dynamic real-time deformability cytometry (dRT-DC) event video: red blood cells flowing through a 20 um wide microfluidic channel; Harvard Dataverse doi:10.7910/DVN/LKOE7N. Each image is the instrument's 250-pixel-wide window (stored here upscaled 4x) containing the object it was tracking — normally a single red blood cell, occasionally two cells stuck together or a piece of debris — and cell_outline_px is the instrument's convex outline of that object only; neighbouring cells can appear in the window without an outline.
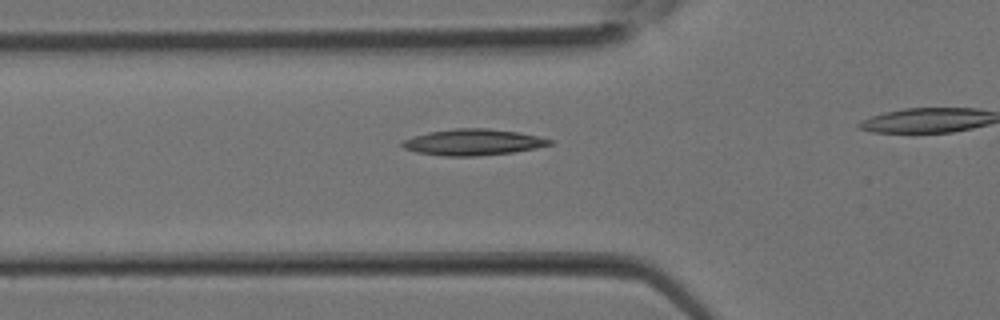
{"species": "Egyptian fruit bat (a non-hibernating species)", "species_latin": "Rousettus aegyptiacus", "temperature_condition": "room temperature", "stored_images_in_passage": 19, "camera_frame_rate_fps": 3000, "um_per_image_px": 0.085, "animal": {"sex": "female"}, "frame": {"image": 1, "passage_image": 6, "time_ms": 1.667, "image_size_px": [1000, 320], "cell_outline_px": [[552, 144], [536, 148], [512, 152], [476, 156], [444, 156], [416, 152], [404, 148], [400, 144], [404, 140], [412, 136], [428, 132], [452, 128], [488, 128], [520, 132], [552, 140]], "centroid_in_image_um": [40.18, 12.08], "position_along_channel_um": 85.6, "area_um2": 22.48}}
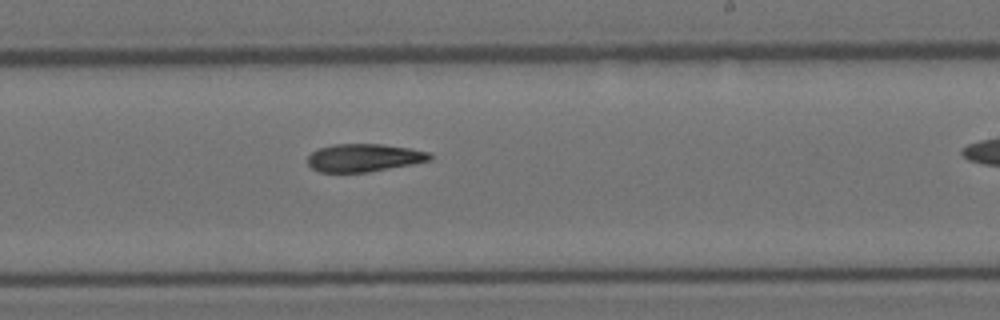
{"frame": {"image": 2, "passage_image": 14, "time_ms": 4.333, "image_size_px": [1000, 320], "cell_outline_px": [[432, 160], [412, 164], [368, 172], [320, 172], [312, 168], [308, 164], [308, 156], [316, 148], [332, 144], [380, 144], [408, 148], [428, 152], [432, 156]], "centroid_in_image_um": [30.9, 13.4], "position_along_channel_um": 258.1, "area_um2": 19.83}}
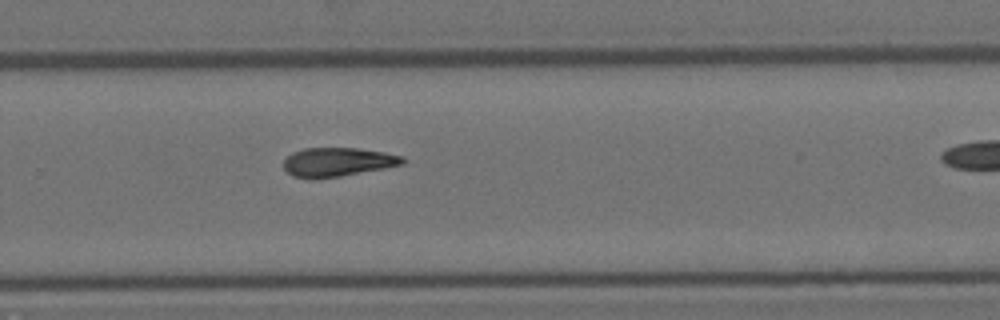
{"frame": {"image": 3, "passage_image": 16, "time_ms": 5.0, "image_size_px": [1000, 320], "cell_outline_px": [[404, 164], [384, 168], [340, 176], [292, 176], [284, 168], [284, 160], [292, 152], [304, 148], [356, 148], [384, 152], [404, 156]], "centroid_in_image_um": [28.74, 13.73], "position_along_channel_um": 301.1, "area_um2": 19.42}}